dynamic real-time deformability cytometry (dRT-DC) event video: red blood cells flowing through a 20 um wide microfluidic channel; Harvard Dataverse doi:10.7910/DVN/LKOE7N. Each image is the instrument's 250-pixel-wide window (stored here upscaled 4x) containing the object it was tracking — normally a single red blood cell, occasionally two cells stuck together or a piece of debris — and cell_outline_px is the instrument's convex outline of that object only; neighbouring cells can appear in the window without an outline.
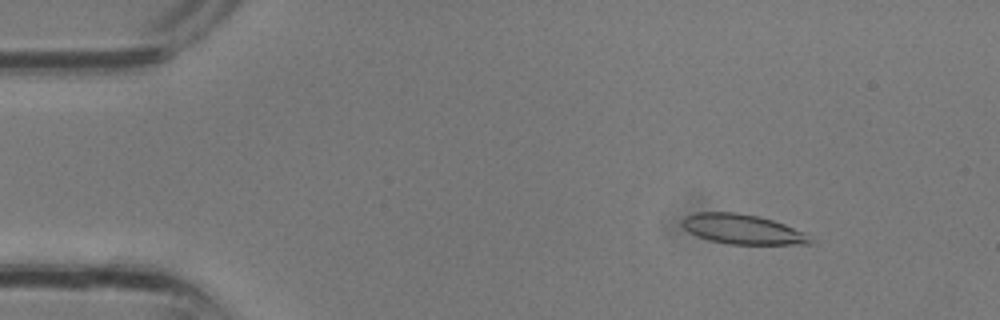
{"species": "common noctule bat (a hibernating species)", "species_latin": "Nyctalus noctula", "temperature_condition": "room temperature", "stored_images_in_passage": 31, "camera_frame_rate_fps": 3000, "um_per_image_px": 0.085, "animal": {"sex": "male", "body_mass_g": 13.3}, "frame": {"image": 1, "passage_image": 4, "time_ms": 1.0, "image_size_px": [1000, 320], "cell_outline_px": [[816, 244], [728, 244], [712, 240], [700, 236], [684, 228], [680, 224], [680, 220], [684, 216], [696, 212], [736, 212], [760, 216], [784, 224], [804, 232]], "centroid_in_image_um": [63.11, 19.47], "position_along_channel_um": 21.9, "area_um2": 22.14}}
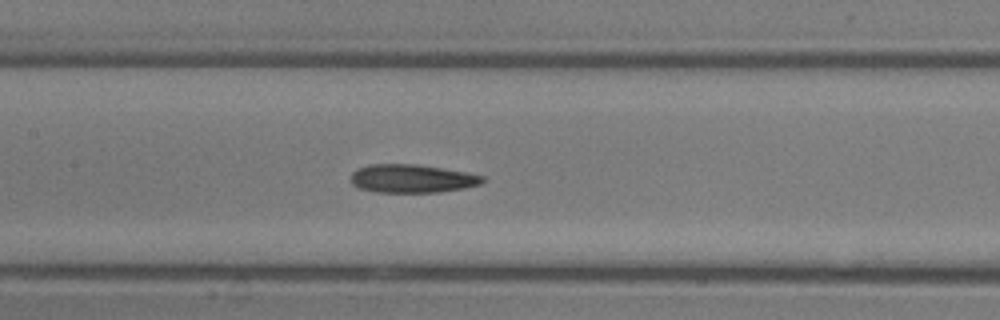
{"frame": {"image": 2, "passage_image": 15, "time_ms": 4.667, "image_size_px": [1000, 320], "cell_outline_px": [[484, 180], [480, 184], [464, 188], [436, 192], [376, 192], [360, 188], [352, 184], [352, 172], [360, 168], [372, 164], [416, 164], [468, 172], [484, 176]], "centroid_in_image_um": [35.04, 15.17], "position_along_channel_um": 172.4, "area_um2": 21.56}}
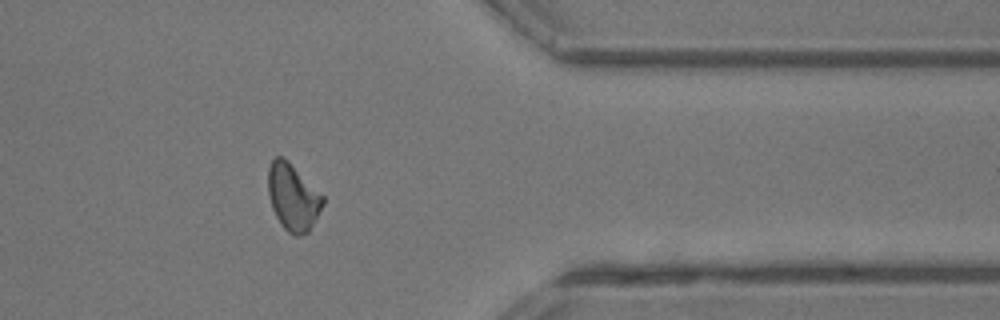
{"frame": {"image": 3, "passage_image": 26, "time_ms": 8.333, "image_size_px": [1000, 320], "cell_outline_px": [[324, 204], [308, 232], [300, 236], [296, 236], [288, 232], [280, 224], [272, 208], [268, 196], [268, 168], [272, 160], [276, 156], [284, 156], [324, 196]], "centroid_in_image_um": [24.89, 16.75], "position_along_channel_um": 386.5, "area_um2": 21.39}}